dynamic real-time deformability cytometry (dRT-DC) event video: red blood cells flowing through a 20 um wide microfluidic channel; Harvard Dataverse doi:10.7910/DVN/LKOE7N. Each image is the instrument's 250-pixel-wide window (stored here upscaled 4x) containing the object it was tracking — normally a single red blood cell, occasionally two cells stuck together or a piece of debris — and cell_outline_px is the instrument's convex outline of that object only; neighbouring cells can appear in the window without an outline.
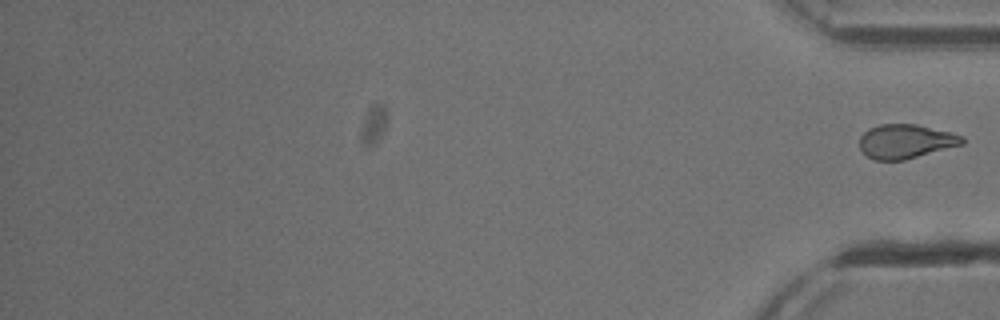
{"species": "common noctule bat (a hibernating species)", "species_latin": "Nyctalus noctula", "temperature_condition": "cold", "stored_images_in_passage": 39, "camera_frame_rate_fps": 3000, "um_per_image_px": 0.085, "animal": {"sex": "male", "body_mass_g": 13.3}, "frame": {"image": 1, "passage_image": 39, "time_ms": 12.667, "image_size_px": [1000, 320], "cell_outline_px": [[964, 144], [904, 160], [872, 160], [860, 148], [860, 136], [868, 128], [880, 124], [916, 124], [964, 136]], "centroid_in_image_um": [76.97, 12.02], "position_along_channel_um": 358.2, "area_um2": 20.35}}